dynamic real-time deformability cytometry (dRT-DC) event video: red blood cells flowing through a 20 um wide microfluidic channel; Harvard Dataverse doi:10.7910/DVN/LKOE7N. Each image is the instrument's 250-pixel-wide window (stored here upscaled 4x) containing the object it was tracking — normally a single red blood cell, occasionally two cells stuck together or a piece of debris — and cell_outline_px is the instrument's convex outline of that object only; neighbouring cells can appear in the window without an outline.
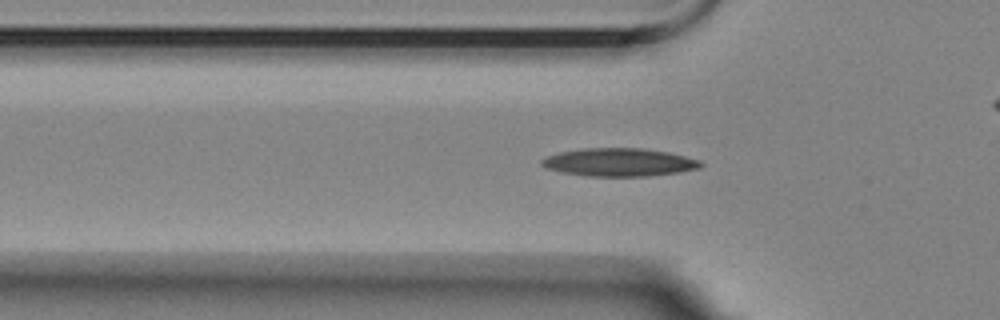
{"species": "Egyptian fruit bat (a non-hibernating species)", "species_latin": "Rousettus aegyptiacus", "temperature_condition": "room temperature", "stored_images_in_passage": 48, "camera_frame_rate_fps": 3000, "um_per_image_px": 0.085, "animal": {"sex": "female"}, "frame": {"image": 1, "passage_image": 10, "time_ms": 3.0, "image_size_px": [1000, 320], "cell_outline_px": [[704, 164], [700, 168], [680, 172], [648, 176], [588, 176], [560, 172], [544, 168], [540, 164], [540, 160], [548, 156], [560, 152], [584, 148], [640, 148], [668, 152], [700, 160]], "centroid_in_image_um": [52.61, 13.8], "position_along_channel_um": 73.2, "area_um2": 26.07}}
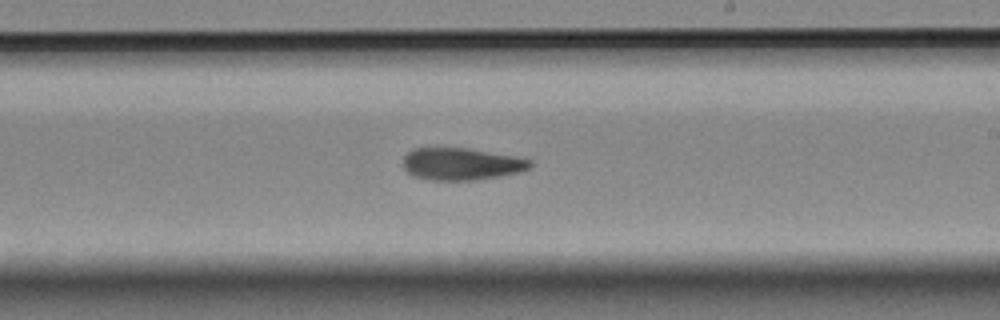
{"frame": {"image": 2, "passage_image": 25, "time_ms": 8.0, "image_size_px": [1000, 320], "cell_outline_px": [[532, 164], [528, 168], [516, 172], [496, 176], [472, 180], [428, 180], [412, 176], [404, 168], [404, 156], [408, 152], [416, 148], [468, 148], [512, 156], [532, 160]], "centroid_in_image_um": [39.15, 13.93], "position_along_channel_um": 249.8, "area_um2": 23.41}}
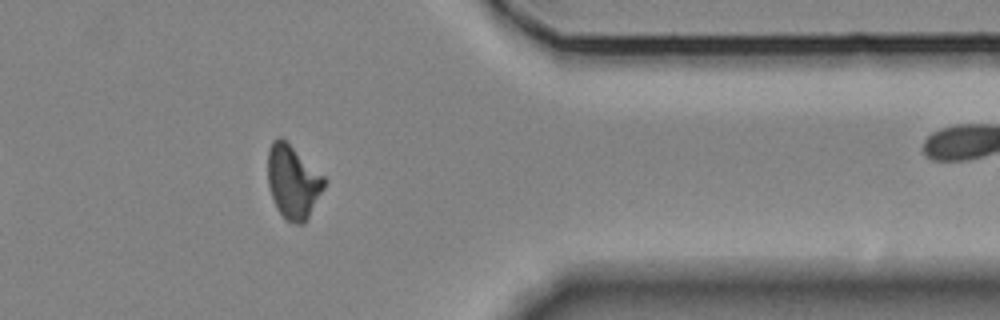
{"frame": {"image": 3, "passage_image": 38, "time_ms": 12.333, "image_size_px": [1000, 320], "cell_outline_px": [[324, 188], [304, 224], [296, 224], [284, 220], [276, 208], [268, 184], [268, 148], [272, 140], [280, 136], [324, 176]], "centroid_in_image_um": [24.87, 15.47], "position_along_channel_um": 386.5, "area_um2": 23.93}}